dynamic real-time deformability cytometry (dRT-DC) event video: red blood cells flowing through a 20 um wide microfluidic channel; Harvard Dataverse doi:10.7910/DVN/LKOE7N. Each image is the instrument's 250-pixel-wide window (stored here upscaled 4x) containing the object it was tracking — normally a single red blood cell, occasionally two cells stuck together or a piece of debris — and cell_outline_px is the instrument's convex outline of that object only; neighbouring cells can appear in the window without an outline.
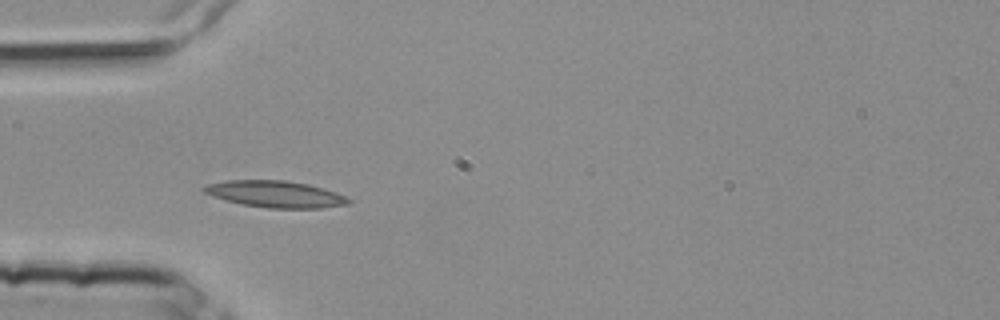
{"species": "common noctule bat (a hibernating species)", "species_latin": "Nyctalus noctula", "temperature_condition": "room temperature", "stored_images_in_passage": 3, "camera_frame_rate_fps": 3000, "um_per_image_px": 0.085, "animal": {"sex": "female", "body_mass_g": 25.1}, "frame": {"image": 1, "passage_image": 2, "time_ms": 0.333, "image_size_px": [1000, 320], "cell_outline_px": [[352, 204], [324, 208], [268, 208], [244, 204], [224, 200], [212, 196], [204, 192], [200, 188], [204, 184], [228, 180], [284, 180], [308, 184], [336, 192], [352, 200]], "centroid_in_image_um": [23.4, 16.5], "position_along_channel_um": 61.6, "area_um2": 22.6}}
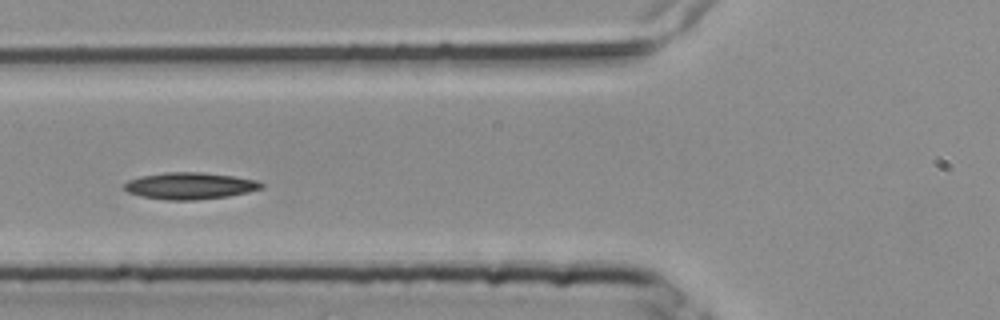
{"frame": {"image": 2, "passage_image": 3, "time_ms": 0.667, "image_size_px": [1000, 320], "cell_outline_px": [[264, 188], [248, 192], [228, 196], [196, 200], [168, 200], [140, 196], [128, 192], [124, 188], [124, 184], [128, 180], [140, 176], [164, 172], [200, 172], [232, 176], [260, 180], [264, 184]], "centroid_in_image_um": [16.16, 15.79], "position_along_channel_um": 109.6, "area_um2": 21.5}}